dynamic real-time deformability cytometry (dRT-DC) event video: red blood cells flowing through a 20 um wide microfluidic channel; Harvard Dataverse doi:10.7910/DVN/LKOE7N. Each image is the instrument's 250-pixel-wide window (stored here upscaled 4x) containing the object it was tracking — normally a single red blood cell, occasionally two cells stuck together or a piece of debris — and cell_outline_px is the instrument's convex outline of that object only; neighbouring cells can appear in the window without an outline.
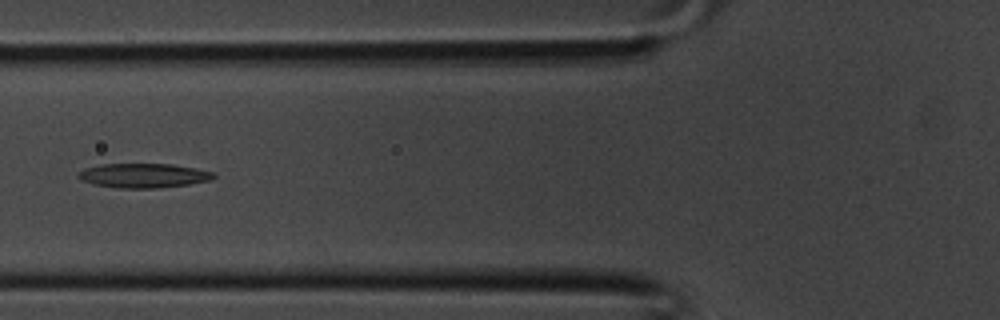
{"species": "common noctule bat (a hibernating species)", "species_latin": "Nyctalus noctula", "temperature_condition": "room temperature", "stored_images_in_passage": 34, "camera_frame_rate_fps": 3000, "um_per_image_px": 0.085, "animal": {"sex": "male", "body_mass_g": 20.1, "forearm_length_mm": 53.5}, "frame": {"image": 1, "passage_image": 11, "time_ms": 3.333, "image_size_px": [1000, 320], "cell_outline_px": [[216, 176], [212, 180], [188, 184], [156, 188], [120, 188], [96, 184], [80, 180], [76, 176], [84, 168], [100, 164], [172, 164], [196, 168], [212, 172]], "centroid_in_image_um": [12.2, 14.91], "position_along_channel_um": 113.6, "area_um2": 19.13}}
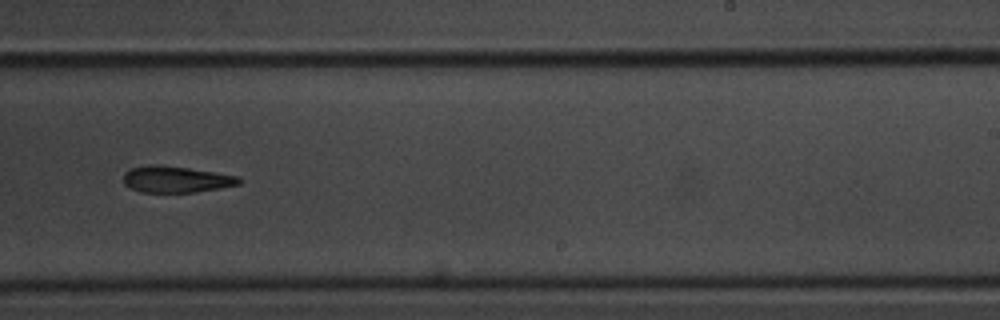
{"frame": {"image": 2, "passage_image": 20, "time_ms": 6.333, "image_size_px": [1000, 320], "cell_outline_px": [[244, 180], [240, 184], [220, 188], [196, 192], [140, 192], [128, 188], [124, 184], [124, 172], [128, 168], [148, 164], [160, 164], [188, 168], [240, 176]], "centroid_in_image_um": [14.94, 15.23], "position_along_channel_um": 274.1, "area_um2": 18.15}}
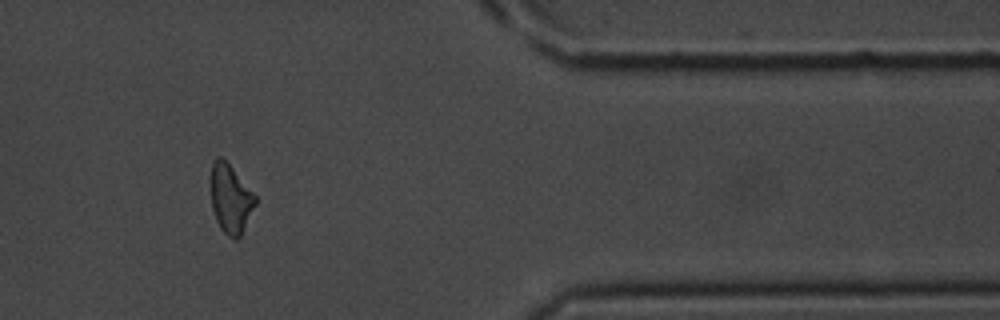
{"frame": {"image": 3, "passage_image": 28, "time_ms": 9.0, "image_size_px": [1000, 320], "cell_outline_px": [[256, 204], [240, 236], [236, 240], [232, 240], [220, 228], [216, 220], [212, 208], [212, 160], [216, 156], [220, 156], [232, 168], [256, 196]], "centroid_in_image_um": [19.6, 16.92], "position_along_channel_um": 391.8, "area_um2": 17.51}}